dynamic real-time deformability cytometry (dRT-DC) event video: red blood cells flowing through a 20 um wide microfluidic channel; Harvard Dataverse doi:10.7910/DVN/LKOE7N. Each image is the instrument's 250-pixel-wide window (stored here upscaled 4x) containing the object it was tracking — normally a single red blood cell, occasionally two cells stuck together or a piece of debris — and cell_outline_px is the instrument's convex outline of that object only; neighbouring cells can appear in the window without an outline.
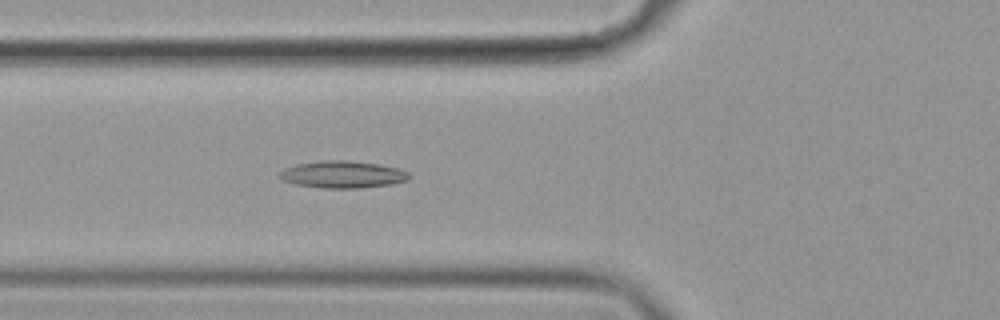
{"species": "common noctule bat (a hibernating species)", "species_latin": "Nyctalus noctula", "temperature_condition": "cold", "stored_images_in_passage": 19, "camera_frame_rate_fps": 3000, "um_per_image_px": 0.085, "animal": {"sex": "female", "body_mass_g": 19.9}, "frame": {"image": 1, "passage_image": 9, "time_ms": 2.667, "image_size_px": [1000, 320], "cell_outline_px": [[412, 176], [408, 180], [388, 184], [360, 188], [324, 188], [296, 184], [284, 180], [276, 176], [284, 168], [296, 164], [320, 160], [348, 160], [376, 164], [396, 168], [408, 172]], "centroid_in_image_um": [29.09, 14.82], "position_along_channel_um": 96.7, "area_um2": 20.35}}
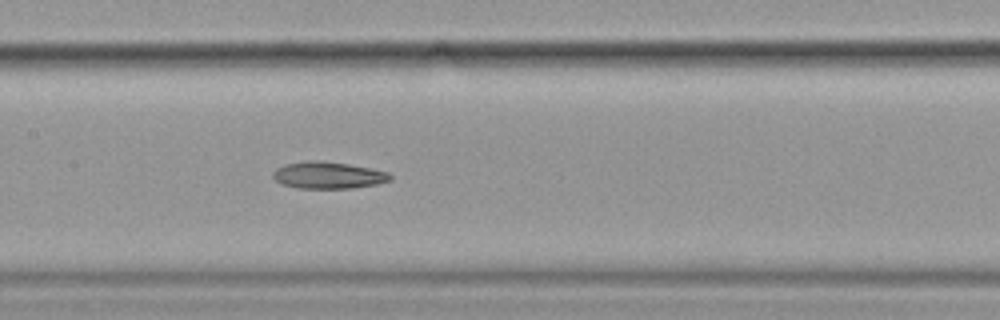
{"frame": {"image": 2, "passage_image": 16, "time_ms": 5.0, "image_size_px": [1000, 320], "cell_outline_px": [[392, 180], [376, 184], [352, 188], [296, 188], [280, 184], [272, 176], [272, 172], [276, 168], [284, 164], [308, 160], [320, 160], [348, 164], [388, 172], [392, 176]], "centroid_in_image_um": [27.85, 14.89], "position_along_channel_um": 179.6, "area_um2": 18.44}}